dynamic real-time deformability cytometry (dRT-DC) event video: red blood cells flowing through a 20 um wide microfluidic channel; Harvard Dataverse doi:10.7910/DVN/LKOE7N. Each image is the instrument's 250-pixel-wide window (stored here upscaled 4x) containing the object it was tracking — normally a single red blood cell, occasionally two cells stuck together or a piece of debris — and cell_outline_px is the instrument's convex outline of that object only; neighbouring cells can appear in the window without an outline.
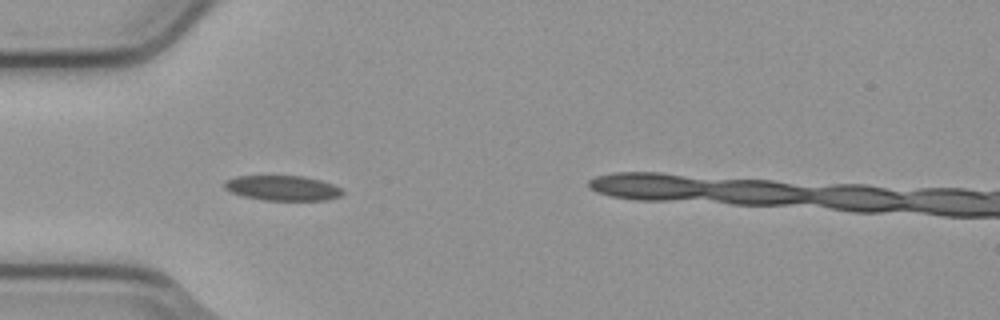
{"species": "common noctule bat (a hibernating species)", "species_latin": "Nyctalus noctula", "temperature_condition": "cold", "stored_images_in_passage": 5, "segment_of_instrument_passage": [1, 2], "camera_frame_rate_fps": 3000, "um_per_image_px": 0.085, "animal": {"sex": "male", "body_mass_g": 23.1, "forearm_length_mm": 52.7}, "frame": {"image": 1, "passage_image": 3, "time_ms": 0.667, "image_size_px": [1000, 320], "cell_outline_px": [[344, 192], [340, 196], [328, 200], [264, 200], [244, 196], [232, 192], [224, 188], [224, 180], [236, 176], [304, 176], [320, 180], [332, 184], [340, 188]], "centroid_in_image_um": [24.01, 15.98], "position_along_channel_um": 61.0, "area_um2": 17.17}}
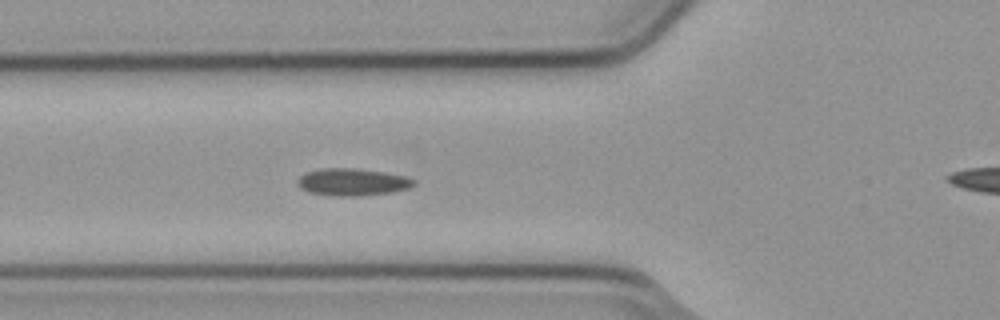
{"frame": {"image": 2, "passage_image": 4, "time_ms": 1.0, "image_size_px": [1000, 320], "cell_outline_px": [[416, 184], [412, 188], [392, 192], [356, 196], [336, 196], [308, 192], [300, 188], [296, 184], [296, 180], [304, 172], [320, 168], [356, 168], [384, 172], [404, 176], [416, 180]], "centroid_in_image_um": [29.94, 15.47], "position_along_channel_um": 95.9, "area_um2": 18.73}}